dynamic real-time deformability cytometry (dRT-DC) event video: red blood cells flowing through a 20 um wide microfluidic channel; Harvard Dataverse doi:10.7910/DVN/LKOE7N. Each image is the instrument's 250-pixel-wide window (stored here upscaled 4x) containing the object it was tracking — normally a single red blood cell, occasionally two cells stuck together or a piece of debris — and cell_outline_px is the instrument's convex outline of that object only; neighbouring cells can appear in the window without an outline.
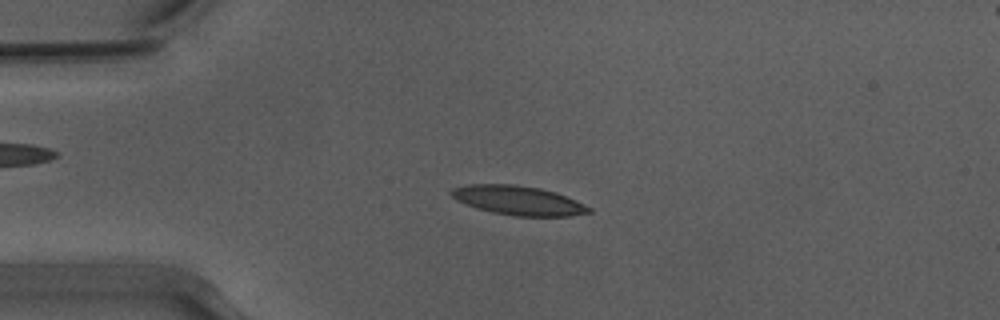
{"species": "Egyptian fruit bat (a non-hibernating species)", "species_latin": "Rousettus aegyptiacus", "temperature_condition": "warm", "stored_images_in_passage": 51, "camera_frame_rate_fps": 3000, "um_per_image_px": 0.085, "animal": {"sex": "male"}, "frame": {"image": 1, "passage_image": 11, "time_ms": 3.333, "image_size_px": [1000, 320], "cell_outline_px": [[592, 212], [568, 216], [516, 216], [492, 212], [476, 208], [464, 204], [456, 200], [448, 192], [452, 188], [464, 184], [516, 184], [540, 188], [556, 192], [576, 200], [592, 208]], "centroid_in_image_um": [44.02, 17.02], "position_along_channel_um": 41.0, "area_um2": 23.64}}
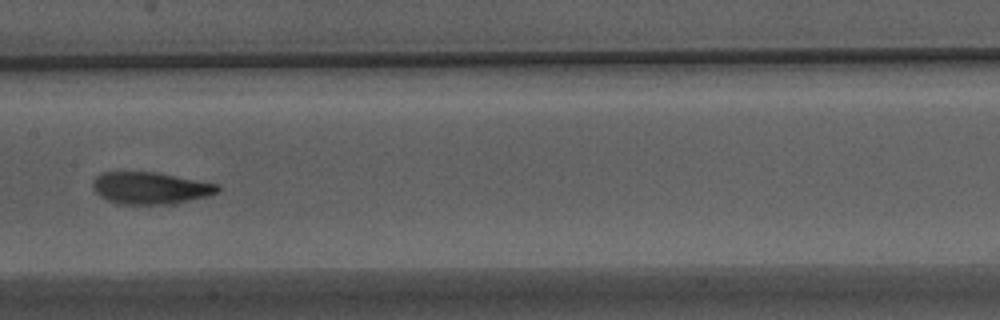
{"frame": {"image": 2, "passage_image": 25, "time_ms": 8.0, "image_size_px": [1000, 320], "cell_outline_px": [[220, 188], [216, 192], [204, 196], [188, 200], [168, 204], [116, 204], [100, 196], [92, 188], [92, 180], [96, 176], [104, 172], [156, 172], [220, 184]], "centroid_in_image_um": [12.73, 15.97], "position_along_channel_um": 194.7, "area_um2": 23.12}}
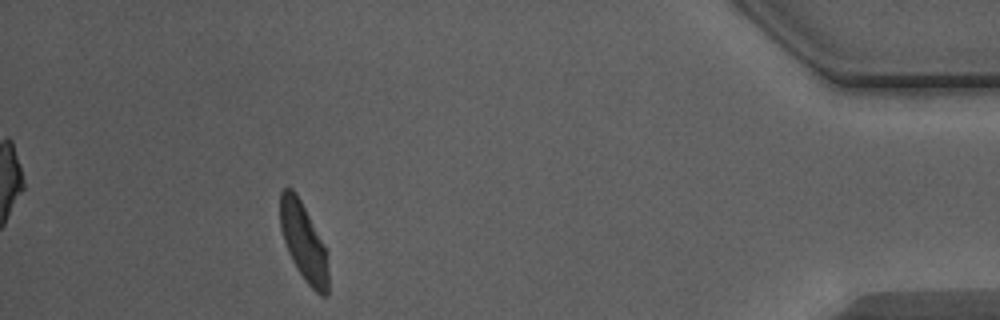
{"frame": {"image": 3, "passage_image": 46, "time_ms": 15.0, "image_size_px": [1000, 320], "cell_outline_px": [[328, 296], [320, 296], [308, 284], [296, 268], [288, 252], [280, 228], [280, 192], [284, 188], [292, 188], [296, 192], [324, 244], [328, 252]], "centroid_in_image_um": [25.82, 20.58], "position_along_channel_um": 409.4, "area_um2": 21.96}, "authors_computed_cell_mechanics": {"area_um2": 22.9466, "velocity_mm_per_s": 3.9083, "shape_relaxation_time_tau1_ms": 4.0565, "shape_relaxation_time_tau2_ms": 1.6695, "deformation_change_tau1": 0.1681, "deformation_change_tau2": 0.0878}}